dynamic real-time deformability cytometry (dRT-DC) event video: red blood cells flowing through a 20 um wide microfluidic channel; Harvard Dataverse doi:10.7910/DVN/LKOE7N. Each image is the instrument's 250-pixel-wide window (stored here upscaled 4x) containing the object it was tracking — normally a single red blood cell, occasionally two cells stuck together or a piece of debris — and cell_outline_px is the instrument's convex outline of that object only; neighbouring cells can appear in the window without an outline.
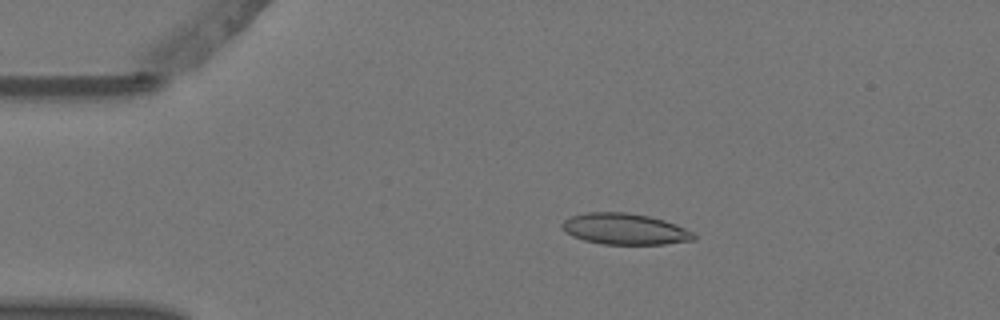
{"species": "Egyptian fruit bat (a non-hibernating species)", "species_latin": "Rousettus aegyptiacus", "temperature_condition": "warm", "stored_images_in_passage": 6, "camera_frame_rate_fps": 3000, "um_per_image_px": 0.085, "animal": {"sex": "female"}, "frame": {"image": 1, "passage_image": 3, "time_ms": 0.667, "image_size_px": [1000, 320], "cell_outline_px": [[696, 240], [664, 244], [604, 244], [584, 240], [572, 236], [560, 224], [564, 220], [572, 216], [588, 212], [628, 212], [648, 216], [664, 220], [676, 224], [692, 232], [696, 236]], "centroid_in_image_um": [53.13, 19.46], "position_along_channel_um": 31.9, "area_um2": 23.76}}
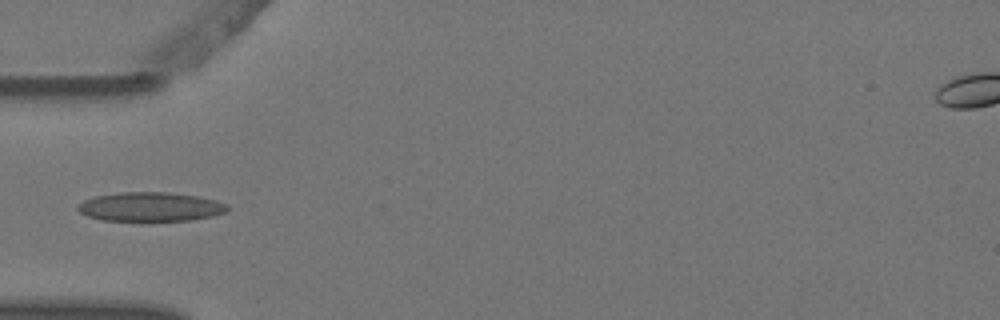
{"frame": {"image": 2, "passage_image": 5, "time_ms": 1.333, "image_size_px": [1000, 320], "cell_outline_px": [[228, 208], [224, 212], [212, 216], [192, 220], [100, 220], [88, 216], [80, 212], [76, 208], [76, 204], [84, 200], [96, 196], [120, 192], [168, 192], [196, 196], [216, 200], [228, 204]], "centroid_in_image_um": [12.76, 17.57], "position_along_channel_um": 72.2, "area_um2": 25.26}}
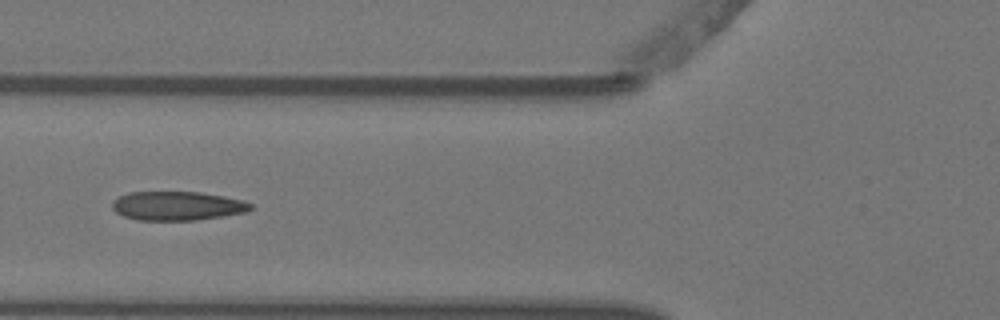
{"frame": {"image": 3, "passage_image": 6, "time_ms": 1.667, "image_size_px": [1000, 320], "cell_outline_px": [[252, 208], [244, 212], [224, 216], [196, 220], [136, 220], [124, 216], [116, 212], [112, 208], [112, 200], [128, 192], [200, 192], [240, 200], [252, 204]], "centroid_in_image_um": [15.01, 17.5], "position_along_channel_um": 110.8, "area_um2": 23.18}}